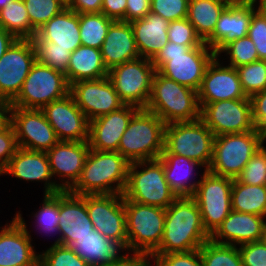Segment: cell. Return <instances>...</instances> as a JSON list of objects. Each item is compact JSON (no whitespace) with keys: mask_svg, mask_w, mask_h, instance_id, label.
Here are the masks:
<instances>
[{"mask_svg":"<svg viewBox=\"0 0 266 266\" xmlns=\"http://www.w3.org/2000/svg\"><path fill=\"white\" fill-rule=\"evenodd\" d=\"M209 239L196 201L192 197H177L165 209L163 236L153 254L194 251Z\"/></svg>","mask_w":266,"mask_h":266,"instance_id":"6da1fadb","label":"cell"},{"mask_svg":"<svg viewBox=\"0 0 266 266\" xmlns=\"http://www.w3.org/2000/svg\"><path fill=\"white\" fill-rule=\"evenodd\" d=\"M129 166L119 152L90 149L81 176L69 191L76 195L123 194Z\"/></svg>","mask_w":266,"mask_h":266,"instance_id":"7a4b0ae2","label":"cell"},{"mask_svg":"<svg viewBox=\"0 0 266 266\" xmlns=\"http://www.w3.org/2000/svg\"><path fill=\"white\" fill-rule=\"evenodd\" d=\"M215 56L205 42L190 48L168 41L152 63L155 71L198 92L205 70Z\"/></svg>","mask_w":266,"mask_h":266,"instance_id":"3957f363","label":"cell"},{"mask_svg":"<svg viewBox=\"0 0 266 266\" xmlns=\"http://www.w3.org/2000/svg\"><path fill=\"white\" fill-rule=\"evenodd\" d=\"M145 109L169 124L199 120L201 108L197 91L155 71L151 95Z\"/></svg>","mask_w":266,"mask_h":266,"instance_id":"277c9868","label":"cell"},{"mask_svg":"<svg viewBox=\"0 0 266 266\" xmlns=\"http://www.w3.org/2000/svg\"><path fill=\"white\" fill-rule=\"evenodd\" d=\"M165 125L156 114L140 109L131 118L117 152L130 163L158 159L164 150Z\"/></svg>","mask_w":266,"mask_h":266,"instance_id":"5b68a950","label":"cell"},{"mask_svg":"<svg viewBox=\"0 0 266 266\" xmlns=\"http://www.w3.org/2000/svg\"><path fill=\"white\" fill-rule=\"evenodd\" d=\"M264 143L266 135L257 129L215 136L207 170L214 175L236 179Z\"/></svg>","mask_w":266,"mask_h":266,"instance_id":"8992f818","label":"cell"},{"mask_svg":"<svg viewBox=\"0 0 266 266\" xmlns=\"http://www.w3.org/2000/svg\"><path fill=\"white\" fill-rule=\"evenodd\" d=\"M123 196L130 201L165 209L177 198L165 179L159 159L130 163Z\"/></svg>","mask_w":266,"mask_h":266,"instance_id":"52a82bcc","label":"cell"},{"mask_svg":"<svg viewBox=\"0 0 266 266\" xmlns=\"http://www.w3.org/2000/svg\"><path fill=\"white\" fill-rule=\"evenodd\" d=\"M130 253L152 255L159 247L165 225V208L124 199Z\"/></svg>","mask_w":266,"mask_h":266,"instance_id":"ba28073f","label":"cell"},{"mask_svg":"<svg viewBox=\"0 0 266 266\" xmlns=\"http://www.w3.org/2000/svg\"><path fill=\"white\" fill-rule=\"evenodd\" d=\"M213 132L199 119L165 125L162 154H174L200 162L206 169L212 160Z\"/></svg>","mask_w":266,"mask_h":266,"instance_id":"9c48e42d","label":"cell"},{"mask_svg":"<svg viewBox=\"0 0 266 266\" xmlns=\"http://www.w3.org/2000/svg\"><path fill=\"white\" fill-rule=\"evenodd\" d=\"M69 93L70 85L64 73L36 61L10 107L41 110Z\"/></svg>","mask_w":266,"mask_h":266,"instance_id":"30bf717a","label":"cell"},{"mask_svg":"<svg viewBox=\"0 0 266 266\" xmlns=\"http://www.w3.org/2000/svg\"><path fill=\"white\" fill-rule=\"evenodd\" d=\"M155 67L152 60L139 57L117 65L108 71L120 100L125 105L145 109L151 95Z\"/></svg>","mask_w":266,"mask_h":266,"instance_id":"8fae6325","label":"cell"},{"mask_svg":"<svg viewBox=\"0 0 266 266\" xmlns=\"http://www.w3.org/2000/svg\"><path fill=\"white\" fill-rule=\"evenodd\" d=\"M233 179L214 175L208 170L192 198L199 206L203 226L211 236L231 212Z\"/></svg>","mask_w":266,"mask_h":266,"instance_id":"7c38bea8","label":"cell"},{"mask_svg":"<svg viewBox=\"0 0 266 266\" xmlns=\"http://www.w3.org/2000/svg\"><path fill=\"white\" fill-rule=\"evenodd\" d=\"M200 120L214 136L255 130L250 98L207 103L200 109Z\"/></svg>","mask_w":266,"mask_h":266,"instance_id":"4fadbf2b","label":"cell"},{"mask_svg":"<svg viewBox=\"0 0 266 266\" xmlns=\"http://www.w3.org/2000/svg\"><path fill=\"white\" fill-rule=\"evenodd\" d=\"M36 53L31 39H17L0 59V101L11 103L21 91Z\"/></svg>","mask_w":266,"mask_h":266,"instance_id":"5bb4252c","label":"cell"},{"mask_svg":"<svg viewBox=\"0 0 266 266\" xmlns=\"http://www.w3.org/2000/svg\"><path fill=\"white\" fill-rule=\"evenodd\" d=\"M22 215L17 211L0 226V266H39V252Z\"/></svg>","mask_w":266,"mask_h":266,"instance_id":"9a60e30c","label":"cell"},{"mask_svg":"<svg viewBox=\"0 0 266 266\" xmlns=\"http://www.w3.org/2000/svg\"><path fill=\"white\" fill-rule=\"evenodd\" d=\"M10 124L19 148L47 152L59 141L41 110L10 107Z\"/></svg>","mask_w":266,"mask_h":266,"instance_id":"2e32d148","label":"cell"},{"mask_svg":"<svg viewBox=\"0 0 266 266\" xmlns=\"http://www.w3.org/2000/svg\"><path fill=\"white\" fill-rule=\"evenodd\" d=\"M86 208L96 231L108 239L127 241L123 194H87Z\"/></svg>","mask_w":266,"mask_h":266,"instance_id":"e0dca14e","label":"cell"},{"mask_svg":"<svg viewBox=\"0 0 266 266\" xmlns=\"http://www.w3.org/2000/svg\"><path fill=\"white\" fill-rule=\"evenodd\" d=\"M70 94L89 121L125 105L108 76L98 80L74 82L70 85Z\"/></svg>","mask_w":266,"mask_h":266,"instance_id":"ac0fdd59","label":"cell"},{"mask_svg":"<svg viewBox=\"0 0 266 266\" xmlns=\"http://www.w3.org/2000/svg\"><path fill=\"white\" fill-rule=\"evenodd\" d=\"M89 150L88 141H58L46 152L55 183L63 191L79 180Z\"/></svg>","mask_w":266,"mask_h":266,"instance_id":"d6986e66","label":"cell"},{"mask_svg":"<svg viewBox=\"0 0 266 266\" xmlns=\"http://www.w3.org/2000/svg\"><path fill=\"white\" fill-rule=\"evenodd\" d=\"M59 141H88L89 120L69 93L41 109Z\"/></svg>","mask_w":266,"mask_h":266,"instance_id":"ffe728a7","label":"cell"},{"mask_svg":"<svg viewBox=\"0 0 266 266\" xmlns=\"http://www.w3.org/2000/svg\"><path fill=\"white\" fill-rule=\"evenodd\" d=\"M242 98L249 97L243 91L237 69L215 56L208 64L198 90L200 108L215 101Z\"/></svg>","mask_w":266,"mask_h":266,"instance_id":"44dd1931","label":"cell"},{"mask_svg":"<svg viewBox=\"0 0 266 266\" xmlns=\"http://www.w3.org/2000/svg\"><path fill=\"white\" fill-rule=\"evenodd\" d=\"M59 244L70 246L95 229L86 208V195L59 192Z\"/></svg>","mask_w":266,"mask_h":266,"instance_id":"7402d4cb","label":"cell"},{"mask_svg":"<svg viewBox=\"0 0 266 266\" xmlns=\"http://www.w3.org/2000/svg\"><path fill=\"white\" fill-rule=\"evenodd\" d=\"M4 176H12L21 181L41 182L44 185L43 195L63 191L52 176L46 152L18 148L4 171Z\"/></svg>","mask_w":266,"mask_h":266,"instance_id":"603a6c76","label":"cell"},{"mask_svg":"<svg viewBox=\"0 0 266 266\" xmlns=\"http://www.w3.org/2000/svg\"><path fill=\"white\" fill-rule=\"evenodd\" d=\"M139 110L136 106L124 105L119 110L89 121L90 149L117 152L123 133Z\"/></svg>","mask_w":266,"mask_h":266,"instance_id":"cb8c5ba5","label":"cell"},{"mask_svg":"<svg viewBox=\"0 0 266 266\" xmlns=\"http://www.w3.org/2000/svg\"><path fill=\"white\" fill-rule=\"evenodd\" d=\"M266 231V217L231 210L210 240L219 244L238 246L263 240Z\"/></svg>","mask_w":266,"mask_h":266,"instance_id":"d4e9b609","label":"cell"},{"mask_svg":"<svg viewBox=\"0 0 266 266\" xmlns=\"http://www.w3.org/2000/svg\"><path fill=\"white\" fill-rule=\"evenodd\" d=\"M255 12L252 3L228 5L220 14L213 34L205 43L218 55L227 44L247 36Z\"/></svg>","mask_w":266,"mask_h":266,"instance_id":"484cf974","label":"cell"},{"mask_svg":"<svg viewBox=\"0 0 266 266\" xmlns=\"http://www.w3.org/2000/svg\"><path fill=\"white\" fill-rule=\"evenodd\" d=\"M70 247L89 266H106L130 254L128 241L108 239L96 230L78 238Z\"/></svg>","mask_w":266,"mask_h":266,"instance_id":"4316f807","label":"cell"},{"mask_svg":"<svg viewBox=\"0 0 266 266\" xmlns=\"http://www.w3.org/2000/svg\"><path fill=\"white\" fill-rule=\"evenodd\" d=\"M158 159L163 164L165 179L175 195L192 197L207 169L200 162L180 155L161 154Z\"/></svg>","mask_w":266,"mask_h":266,"instance_id":"83f0119b","label":"cell"},{"mask_svg":"<svg viewBox=\"0 0 266 266\" xmlns=\"http://www.w3.org/2000/svg\"><path fill=\"white\" fill-rule=\"evenodd\" d=\"M102 59L111 68L140 57L132 26L126 21H113L101 47Z\"/></svg>","mask_w":266,"mask_h":266,"instance_id":"f1b7e54d","label":"cell"},{"mask_svg":"<svg viewBox=\"0 0 266 266\" xmlns=\"http://www.w3.org/2000/svg\"><path fill=\"white\" fill-rule=\"evenodd\" d=\"M169 21L154 13L130 22L140 57L153 60L168 43Z\"/></svg>","mask_w":266,"mask_h":266,"instance_id":"f546056e","label":"cell"},{"mask_svg":"<svg viewBox=\"0 0 266 266\" xmlns=\"http://www.w3.org/2000/svg\"><path fill=\"white\" fill-rule=\"evenodd\" d=\"M35 36L40 41H50L57 44V47L74 52L82 45L78 13L66 7L44 24Z\"/></svg>","mask_w":266,"mask_h":266,"instance_id":"4dcf8cb0","label":"cell"},{"mask_svg":"<svg viewBox=\"0 0 266 266\" xmlns=\"http://www.w3.org/2000/svg\"><path fill=\"white\" fill-rule=\"evenodd\" d=\"M69 85L74 82L98 80L108 76L101 49L81 45L71 53L67 73Z\"/></svg>","mask_w":266,"mask_h":266,"instance_id":"1f68e13d","label":"cell"},{"mask_svg":"<svg viewBox=\"0 0 266 266\" xmlns=\"http://www.w3.org/2000/svg\"><path fill=\"white\" fill-rule=\"evenodd\" d=\"M227 6L221 0H189L187 19L203 42L213 34L220 14Z\"/></svg>","mask_w":266,"mask_h":266,"instance_id":"d6a6232c","label":"cell"},{"mask_svg":"<svg viewBox=\"0 0 266 266\" xmlns=\"http://www.w3.org/2000/svg\"><path fill=\"white\" fill-rule=\"evenodd\" d=\"M231 209L266 217V185L242 184L233 179Z\"/></svg>","mask_w":266,"mask_h":266,"instance_id":"836d02e7","label":"cell"},{"mask_svg":"<svg viewBox=\"0 0 266 266\" xmlns=\"http://www.w3.org/2000/svg\"><path fill=\"white\" fill-rule=\"evenodd\" d=\"M0 27L17 39H32L37 33L31 26L23 0H10L0 9Z\"/></svg>","mask_w":266,"mask_h":266,"instance_id":"e575fe53","label":"cell"},{"mask_svg":"<svg viewBox=\"0 0 266 266\" xmlns=\"http://www.w3.org/2000/svg\"><path fill=\"white\" fill-rule=\"evenodd\" d=\"M34 219L35 225L32 229H38L37 232L46 237L49 235L51 238L56 236L57 239L54 240L52 244H59V192L55 194L43 195L40 207L31 213ZM48 234V235H47Z\"/></svg>","mask_w":266,"mask_h":266,"instance_id":"d590c367","label":"cell"},{"mask_svg":"<svg viewBox=\"0 0 266 266\" xmlns=\"http://www.w3.org/2000/svg\"><path fill=\"white\" fill-rule=\"evenodd\" d=\"M79 15L81 44L101 49L108 28L114 21L103 13H82Z\"/></svg>","mask_w":266,"mask_h":266,"instance_id":"8d00e7d4","label":"cell"},{"mask_svg":"<svg viewBox=\"0 0 266 266\" xmlns=\"http://www.w3.org/2000/svg\"><path fill=\"white\" fill-rule=\"evenodd\" d=\"M199 250L203 266H243L238 246L209 239Z\"/></svg>","mask_w":266,"mask_h":266,"instance_id":"74e56055","label":"cell"},{"mask_svg":"<svg viewBox=\"0 0 266 266\" xmlns=\"http://www.w3.org/2000/svg\"><path fill=\"white\" fill-rule=\"evenodd\" d=\"M36 53V61L47 65L52 69L67 73L71 52L67 49L57 47L50 41H40L36 36L31 39Z\"/></svg>","mask_w":266,"mask_h":266,"instance_id":"f35d334b","label":"cell"},{"mask_svg":"<svg viewBox=\"0 0 266 266\" xmlns=\"http://www.w3.org/2000/svg\"><path fill=\"white\" fill-rule=\"evenodd\" d=\"M224 55H221V54ZM224 64L237 68L241 65L249 64L259 60L255 44L245 36L227 44L218 55H216ZM224 56V57H222ZM225 56L227 58H225ZM228 59V60H227ZM227 60V61H223ZM227 62V63H226Z\"/></svg>","mask_w":266,"mask_h":266,"instance_id":"ab89813d","label":"cell"},{"mask_svg":"<svg viewBox=\"0 0 266 266\" xmlns=\"http://www.w3.org/2000/svg\"><path fill=\"white\" fill-rule=\"evenodd\" d=\"M32 28L37 32L51 18L61 13L67 4L62 0H23Z\"/></svg>","mask_w":266,"mask_h":266,"instance_id":"60d3db41","label":"cell"},{"mask_svg":"<svg viewBox=\"0 0 266 266\" xmlns=\"http://www.w3.org/2000/svg\"><path fill=\"white\" fill-rule=\"evenodd\" d=\"M236 69L243 91L248 97L266 89V61L258 60Z\"/></svg>","mask_w":266,"mask_h":266,"instance_id":"b9f144b4","label":"cell"},{"mask_svg":"<svg viewBox=\"0 0 266 266\" xmlns=\"http://www.w3.org/2000/svg\"><path fill=\"white\" fill-rule=\"evenodd\" d=\"M39 266H89L70 246L51 244L39 252Z\"/></svg>","mask_w":266,"mask_h":266,"instance_id":"7bdbcfd3","label":"cell"},{"mask_svg":"<svg viewBox=\"0 0 266 266\" xmlns=\"http://www.w3.org/2000/svg\"><path fill=\"white\" fill-rule=\"evenodd\" d=\"M266 143L251 157L236 180L242 184L266 185Z\"/></svg>","mask_w":266,"mask_h":266,"instance_id":"ee69618b","label":"cell"},{"mask_svg":"<svg viewBox=\"0 0 266 266\" xmlns=\"http://www.w3.org/2000/svg\"><path fill=\"white\" fill-rule=\"evenodd\" d=\"M167 35L168 41L186 45L190 48L200 46L204 43L187 18L171 21L169 23Z\"/></svg>","mask_w":266,"mask_h":266,"instance_id":"f6af8a7d","label":"cell"},{"mask_svg":"<svg viewBox=\"0 0 266 266\" xmlns=\"http://www.w3.org/2000/svg\"><path fill=\"white\" fill-rule=\"evenodd\" d=\"M189 0H151V13L171 22L187 18Z\"/></svg>","mask_w":266,"mask_h":266,"instance_id":"bcb514c9","label":"cell"},{"mask_svg":"<svg viewBox=\"0 0 266 266\" xmlns=\"http://www.w3.org/2000/svg\"><path fill=\"white\" fill-rule=\"evenodd\" d=\"M153 266H203L200 250L167 254H152Z\"/></svg>","mask_w":266,"mask_h":266,"instance_id":"7dc6e473","label":"cell"},{"mask_svg":"<svg viewBox=\"0 0 266 266\" xmlns=\"http://www.w3.org/2000/svg\"><path fill=\"white\" fill-rule=\"evenodd\" d=\"M243 266H266V241L238 245Z\"/></svg>","mask_w":266,"mask_h":266,"instance_id":"c3c4849f","label":"cell"},{"mask_svg":"<svg viewBox=\"0 0 266 266\" xmlns=\"http://www.w3.org/2000/svg\"><path fill=\"white\" fill-rule=\"evenodd\" d=\"M247 36L255 44L259 60L266 61V20L256 12L252 15Z\"/></svg>","mask_w":266,"mask_h":266,"instance_id":"681fc988","label":"cell"},{"mask_svg":"<svg viewBox=\"0 0 266 266\" xmlns=\"http://www.w3.org/2000/svg\"><path fill=\"white\" fill-rule=\"evenodd\" d=\"M18 148L15 131L10 124L0 133V177L3 176L10 158L16 153Z\"/></svg>","mask_w":266,"mask_h":266,"instance_id":"f907efd6","label":"cell"},{"mask_svg":"<svg viewBox=\"0 0 266 266\" xmlns=\"http://www.w3.org/2000/svg\"><path fill=\"white\" fill-rule=\"evenodd\" d=\"M255 129L266 135V89L249 97Z\"/></svg>","mask_w":266,"mask_h":266,"instance_id":"816d5d0a","label":"cell"},{"mask_svg":"<svg viewBox=\"0 0 266 266\" xmlns=\"http://www.w3.org/2000/svg\"><path fill=\"white\" fill-rule=\"evenodd\" d=\"M151 11V0H127L125 21L142 19Z\"/></svg>","mask_w":266,"mask_h":266,"instance_id":"f5cc1de1","label":"cell"},{"mask_svg":"<svg viewBox=\"0 0 266 266\" xmlns=\"http://www.w3.org/2000/svg\"><path fill=\"white\" fill-rule=\"evenodd\" d=\"M127 0H102L101 13L114 21H125Z\"/></svg>","mask_w":266,"mask_h":266,"instance_id":"db71d44e","label":"cell"},{"mask_svg":"<svg viewBox=\"0 0 266 266\" xmlns=\"http://www.w3.org/2000/svg\"><path fill=\"white\" fill-rule=\"evenodd\" d=\"M67 8L78 14L101 13L102 0H70Z\"/></svg>","mask_w":266,"mask_h":266,"instance_id":"11a10c76","label":"cell"},{"mask_svg":"<svg viewBox=\"0 0 266 266\" xmlns=\"http://www.w3.org/2000/svg\"><path fill=\"white\" fill-rule=\"evenodd\" d=\"M153 258L147 254L130 253L118 262L106 266H153Z\"/></svg>","mask_w":266,"mask_h":266,"instance_id":"9f6ffc18","label":"cell"},{"mask_svg":"<svg viewBox=\"0 0 266 266\" xmlns=\"http://www.w3.org/2000/svg\"><path fill=\"white\" fill-rule=\"evenodd\" d=\"M17 38L0 27V59Z\"/></svg>","mask_w":266,"mask_h":266,"instance_id":"6f0895ef","label":"cell"},{"mask_svg":"<svg viewBox=\"0 0 266 266\" xmlns=\"http://www.w3.org/2000/svg\"><path fill=\"white\" fill-rule=\"evenodd\" d=\"M10 125V104L0 101V133Z\"/></svg>","mask_w":266,"mask_h":266,"instance_id":"680465c9","label":"cell"},{"mask_svg":"<svg viewBox=\"0 0 266 266\" xmlns=\"http://www.w3.org/2000/svg\"><path fill=\"white\" fill-rule=\"evenodd\" d=\"M252 4L255 7L256 13L266 20V0H254Z\"/></svg>","mask_w":266,"mask_h":266,"instance_id":"91938a15","label":"cell"},{"mask_svg":"<svg viewBox=\"0 0 266 266\" xmlns=\"http://www.w3.org/2000/svg\"><path fill=\"white\" fill-rule=\"evenodd\" d=\"M225 2L227 5H242L245 3H249L247 0H221Z\"/></svg>","mask_w":266,"mask_h":266,"instance_id":"94428289","label":"cell"},{"mask_svg":"<svg viewBox=\"0 0 266 266\" xmlns=\"http://www.w3.org/2000/svg\"><path fill=\"white\" fill-rule=\"evenodd\" d=\"M10 0H0V9L5 6Z\"/></svg>","mask_w":266,"mask_h":266,"instance_id":"6125c7cd","label":"cell"},{"mask_svg":"<svg viewBox=\"0 0 266 266\" xmlns=\"http://www.w3.org/2000/svg\"><path fill=\"white\" fill-rule=\"evenodd\" d=\"M62 1H64L66 4H68V2H69L70 0H62Z\"/></svg>","mask_w":266,"mask_h":266,"instance_id":"be15d7a7","label":"cell"}]
</instances>
